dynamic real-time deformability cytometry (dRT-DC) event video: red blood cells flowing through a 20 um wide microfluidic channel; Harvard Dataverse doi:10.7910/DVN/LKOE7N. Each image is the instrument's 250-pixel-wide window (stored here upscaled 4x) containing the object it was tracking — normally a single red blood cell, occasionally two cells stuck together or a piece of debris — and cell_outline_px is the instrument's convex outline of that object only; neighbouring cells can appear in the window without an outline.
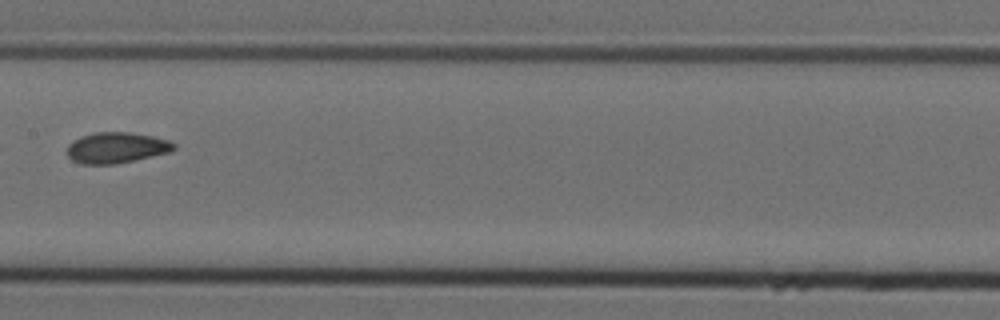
{"species": "Egyptian fruit bat (a non-hibernating species)", "species_latin": "Rousettus aegyptiacus", "temperature_condition": "cold", "stored_images_in_passage": 9, "camera_frame_rate_fps": 3000, "um_per_image_px": 0.085, "animal": {"sex": "female"}, "frame": {"image": 1, "passage_image": 6, "time_ms": 1.667, "image_size_px": [1000, 320], "cell_outline_px": [[176, 148], [168, 152], [152, 156], [116, 164], [80, 164], [72, 160], [68, 156], [68, 144], [72, 140], [80, 136], [96, 132], [128, 132], [152, 136], [168, 140], [176, 144]], "centroid_in_image_um": [9.87, 12.55], "position_along_channel_um": 197.5, "area_um2": 19.19}}
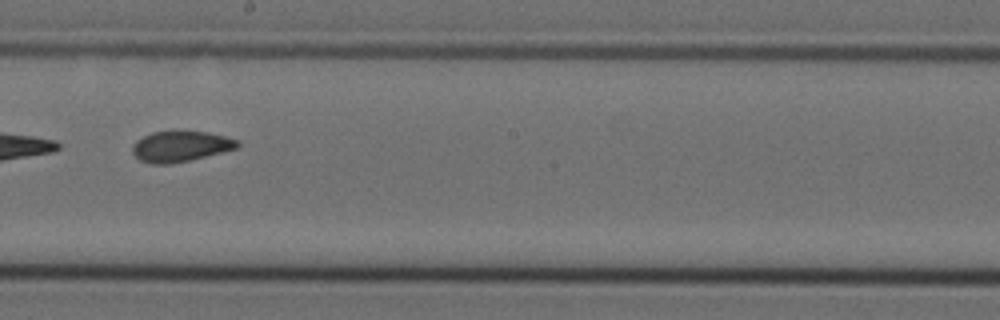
{"frame": {"image": 2, "passage_image": 7, "time_ms": 2.0, "image_size_px": [1000, 320], "cell_outline_px": [[240, 148], [172, 164], [152, 164], [140, 160], [132, 152], [132, 144], [136, 140], [152, 132], [172, 128], [208, 132], [240, 140]], "centroid_in_image_um": [15.36, 12.4], "position_along_channel_um": 232.8, "area_um2": 19.54}}
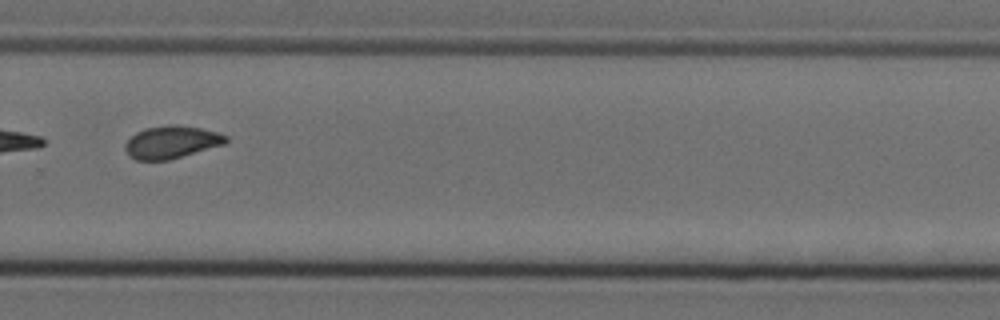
{"frame": {"image": 3, "passage_image": 9, "time_ms": 2.667, "image_size_px": [1000, 320], "cell_outline_px": [[228, 140], [224, 144], [168, 160], [136, 160], [128, 156], [124, 148], [124, 144], [136, 132], [144, 128], [168, 124], [176, 124], [200, 128], [216, 132], [228, 136]], "centroid_in_image_um": [14.54, 12.07], "position_along_channel_um": 315.3, "area_um2": 19.13}}